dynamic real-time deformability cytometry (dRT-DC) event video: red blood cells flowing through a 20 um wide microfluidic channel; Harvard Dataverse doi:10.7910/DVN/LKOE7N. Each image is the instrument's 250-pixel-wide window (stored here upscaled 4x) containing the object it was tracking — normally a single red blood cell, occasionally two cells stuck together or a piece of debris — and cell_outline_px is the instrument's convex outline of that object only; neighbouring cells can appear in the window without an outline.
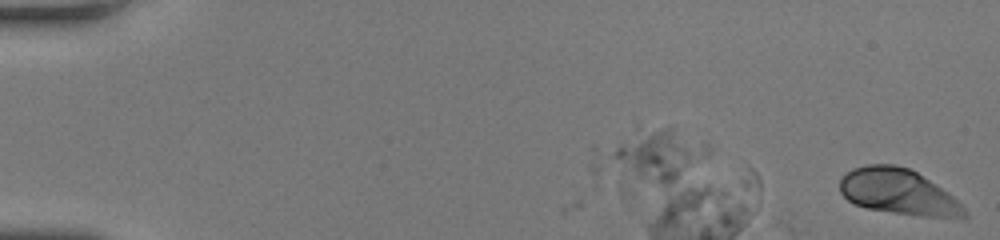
{"species": "human", "species_latin": "Homo sapiens", "temperature_condition": "room temperature", "stored_images_in_passage": 7, "camera_frame_rate_fps": 3000, "um_per_image_px": 0.085, "donor": {"sex": "female"}, "frame": {"image": 1, "passage_image": 1, "time_ms": 0.0, "image_size_px": [1000, 240], "cell_outline_px": [[968, 220], [964, 220], [924, 216], [892, 212], [868, 208], [856, 204], [848, 200], [840, 192], [840, 180], [852, 168], [868, 164], [896, 164], [908, 168], [916, 172], [948, 192], [968, 212]], "centroid_in_image_um": [76.43, 16.33], "position_along_channel_um": 8.6, "area_um2": 33.18}}